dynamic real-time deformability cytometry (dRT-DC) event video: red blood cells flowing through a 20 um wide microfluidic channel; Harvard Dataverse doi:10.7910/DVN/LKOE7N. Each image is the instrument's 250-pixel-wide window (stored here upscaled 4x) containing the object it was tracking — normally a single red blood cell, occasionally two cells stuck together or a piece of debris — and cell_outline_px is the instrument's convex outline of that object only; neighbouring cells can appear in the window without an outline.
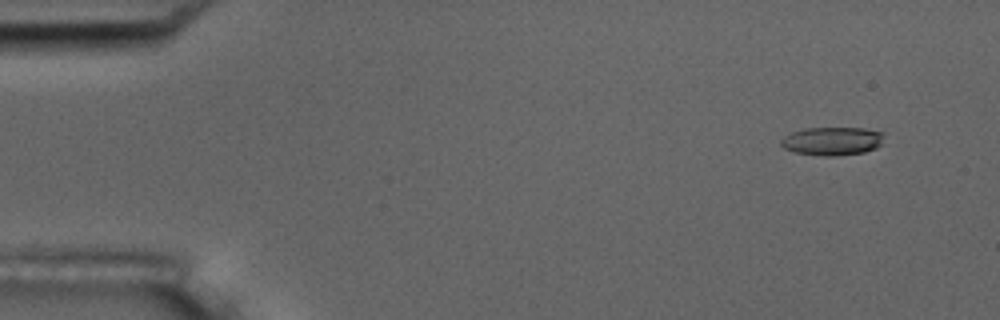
{"species": "common noctule bat (a hibernating species)", "species_latin": "Nyctalus noctula", "temperature_condition": "room temperature", "stored_images_in_passage": 10, "camera_frame_rate_fps": 3000, "um_per_image_px": 0.085, "animal": {"sex": "male", "body_mass_g": 17.5, "forearm_length_mm": 52.3}, "frame": {"image": 1, "passage_image": 1, "time_ms": 0.0, "image_size_px": [1000, 320], "cell_outline_px": [[884, 144], [876, 148], [864, 152], [836, 156], [824, 156], [796, 152], [784, 148], [780, 144], [780, 140], [784, 136], [792, 132], [804, 128], [864, 128], [884, 132]], "centroid_in_image_um": [70.79, 11.99], "position_along_channel_um": 14.2, "area_um2": 17.22}}
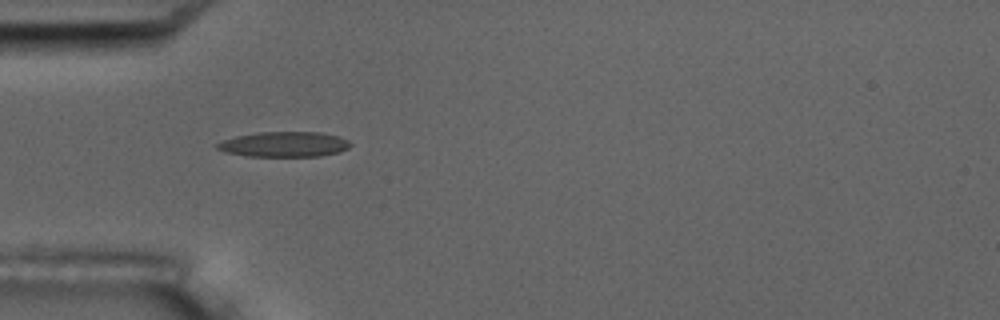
{"frame": {"image": 2, "passage_image": 5, "time_ms": 4.333, "image_size_px": [1000, 320], "cell_outline_px": [[352, 144], [348, 148], [340, 152], [320, 156], [248, 156], [224, 152], [216, 148], [216, 144], [224, 140], [236, 136], [260, 132], [320, 132], [340, 136], [348, 140]], "centroid_in_image_um": [24.19, 12.26], "position_along_channel_um": 60.8, "area_um2": 19.59}}
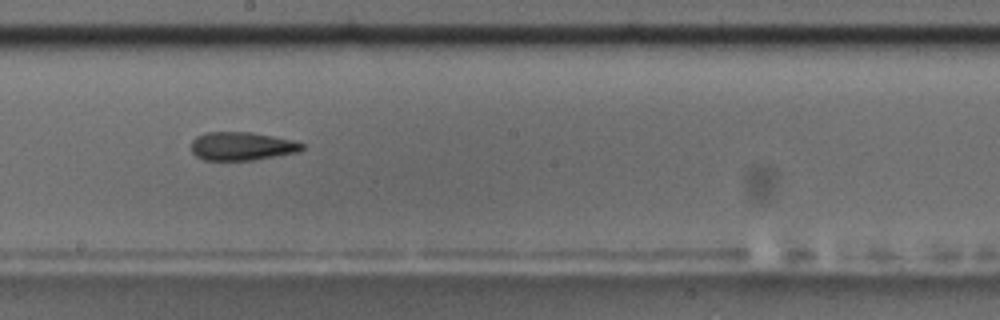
{"frame": {"image": 3, "passage_image": 9, "time_ms": 9.0, "image_size_px": [1000, 320], "cell_outline_px": [[304, 148], [296, 152], [252, 160], [204, 160], [196, 156], [192, 152], [192, 140], [196, 136], [204, 132], [252, 132], [272, 136], [304, 144]], "centroid_in_image_um": [20.49, 12.42], "position_along_channel_um": 227.7, "area_um2": 18.09}}